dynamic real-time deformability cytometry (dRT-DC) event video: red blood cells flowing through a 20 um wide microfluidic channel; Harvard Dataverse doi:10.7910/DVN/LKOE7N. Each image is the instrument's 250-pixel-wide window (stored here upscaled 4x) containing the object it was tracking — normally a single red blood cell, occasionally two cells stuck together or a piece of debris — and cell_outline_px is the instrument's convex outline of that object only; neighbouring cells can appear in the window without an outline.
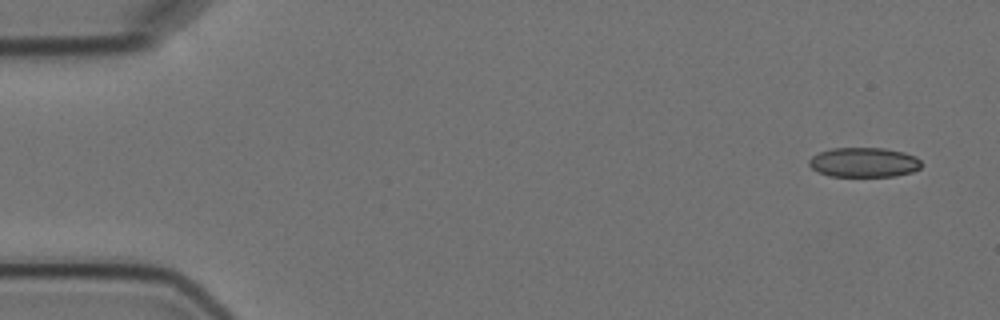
{"species": "Egyptian fruit bat (a non-hibernating species)", "species_latin": "Rousettus aegyptiacus", "temperature_condition": "cold", "stored_images_in_passage": 6, "camera_frame_rate_fps": 3000, "um_per_image_px": 0.085, "animal": {"sex": "female"}, "frame": {"image": 1, "passage_image": 1, "time_ms": 0.0, "image_size_px": [1000, 320], "cell_outline_px": [[920, 168], [912, 172], [896, 176], [828, 176], [812, 168], [808, 164], [808, 160], [812, 156], [820, 152], [832, 148], [884, 148], [904, 152], [916, 156], [920, 160]], "centroid_in_image_um": [73.44, 13.8], "position_along_channel_um": 11.6, "area_um2": 19.42}}
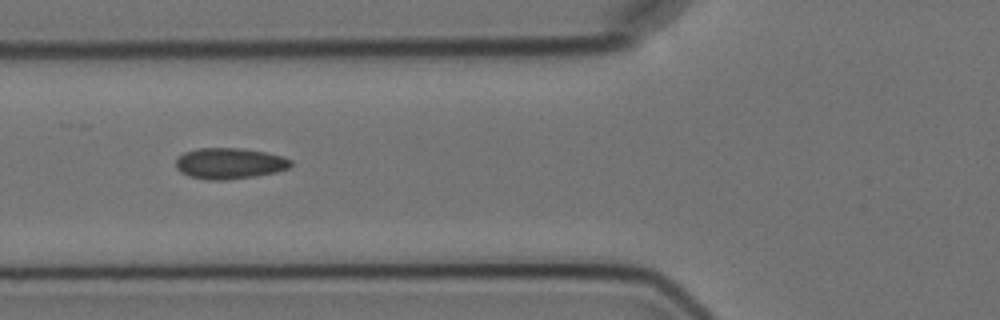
{"frame": {"image": 2, "passage_image": 6, "time_ms": 6.0, "image_size_px": [1000, 320], "cell_outline_px": [[292, 164], [288, 168], [276, 172], [256, 176], [228, 180], [208, 180], [188, 176], [180, 172], [176, 168], [176, 160], [184, 152], [196, 148], [236, 148], [268, 152], [284, 156], [292, 160]], "centroid_in_image_um": [19.52, 13.89], "position_along_channel_um": 106.3, "area_um2": 20.98}}